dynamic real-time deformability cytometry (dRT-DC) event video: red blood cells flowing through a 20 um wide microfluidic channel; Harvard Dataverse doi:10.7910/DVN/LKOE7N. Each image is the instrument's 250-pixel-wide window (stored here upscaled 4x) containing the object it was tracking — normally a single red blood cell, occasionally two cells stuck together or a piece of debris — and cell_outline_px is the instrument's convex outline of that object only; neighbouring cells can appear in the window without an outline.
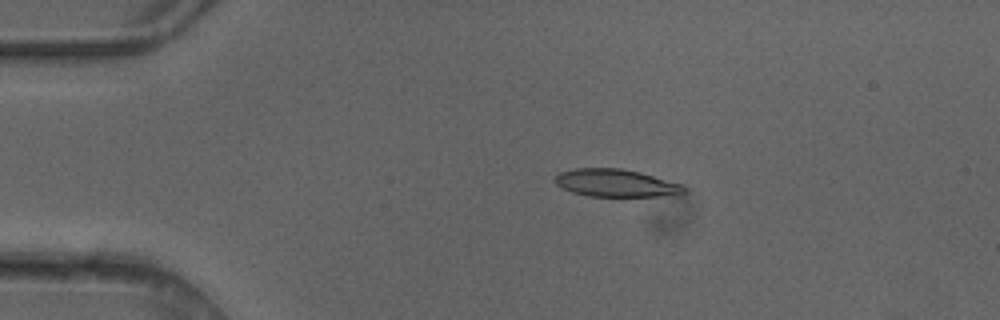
{"species": "common noctule bat (a hibernating species)", "species_latin": "Nyctalus noctula", "temperature_condition": "cold", "stored_images_in_passage": 5, "camera_frame_rate_fps": 3000, "um_per_image_px": 0.085, "animal": {"sex": "female"}, "frame": {"image": 1, "passage_image": 3, "time_ms": 0.667, "image_size_px": [1000, 320], "cell_outline_px": [[688, 192], [676, 196], [588, 196], [572, 192], [556, 184], [552, 180], [560, 172], [576, 168], [620, 168], [640, 172], [680, 184], [688, 188]], "centroid_in_image_um": [52.39, 15.57], "position_along_channel_um": 32.6, "area_um2": 20.87}}